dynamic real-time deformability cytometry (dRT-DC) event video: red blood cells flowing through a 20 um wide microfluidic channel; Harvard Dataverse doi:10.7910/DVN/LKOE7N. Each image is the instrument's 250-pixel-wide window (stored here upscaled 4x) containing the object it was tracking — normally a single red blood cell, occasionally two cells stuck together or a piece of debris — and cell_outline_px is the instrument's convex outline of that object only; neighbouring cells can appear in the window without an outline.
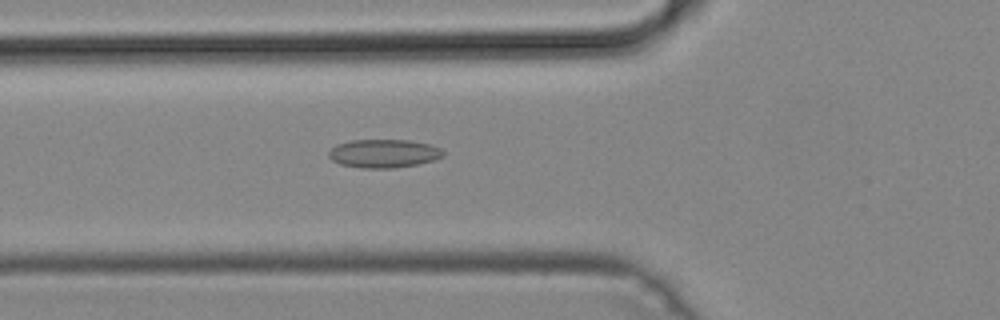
{"species": "common noctule bat (a hibernating species)", "species_latin": "Nyctalus noctula", "temperature_condition": "cold", "stored_images_in_passage": 6, "camera_frame_rate_fps": 3000, "um_per_image_px": 0.085, "animal": {"sex": "male", "body_mass_g": 19.2, "forearm_length_mm": 51.8}, "frame": {"image": 1, "passage_image": 5, "time_ms": 1.333, "image_size_px": [1000, 320], "cell_outline_px": [[444, 156], [432, 160], [416, 164], [392, 168], [360, 168], [340, 164], [332, 160], [328, 156], [328, 152], [336, 144], [352, 140], [408, 140], [428, 144], [440, 148], [444, 152]], "centroid_in_image_um": [32.58, 13.04], "position_along_channel_um": 93.2, "area_um2": 18.84}}